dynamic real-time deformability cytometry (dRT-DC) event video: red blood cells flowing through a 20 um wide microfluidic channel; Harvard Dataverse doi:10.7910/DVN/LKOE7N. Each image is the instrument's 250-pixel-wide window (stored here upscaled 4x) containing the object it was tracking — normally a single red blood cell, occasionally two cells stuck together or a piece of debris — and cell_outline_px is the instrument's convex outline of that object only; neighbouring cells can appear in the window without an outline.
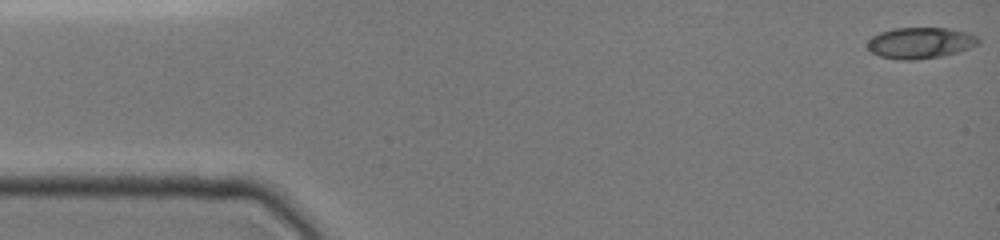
{"species": "common noctule bat (a hibernating species)", "species_latin": "Nyctalus noctula", "temperature_condition": "cold", "stored_images_in_passage": 13, "camera_frame_rate_fps": 3000, "um_per_image_px": 0.085, "animal": {"sex": "female", "body_mass_g": 19.0, "forearm_length_mm": 51.5}, "frame": {"image": 1, "passage_image": 1, "time_ms": 0.0, "image_size_px": [1000, 240], "cell_outline_px": [[980, 44], [956, 52], [940, 56], [916, 60], [900, 60], [880, 56], [872, 52], [868, 48], [868, 40], [872, 36], [880, 32], [892, 28], [948, 28], [980, 36]], "centroid_in_image_um": [78.23, 3.64], "position_along_channel_um": 6.8, "area_um2": 20.11}}
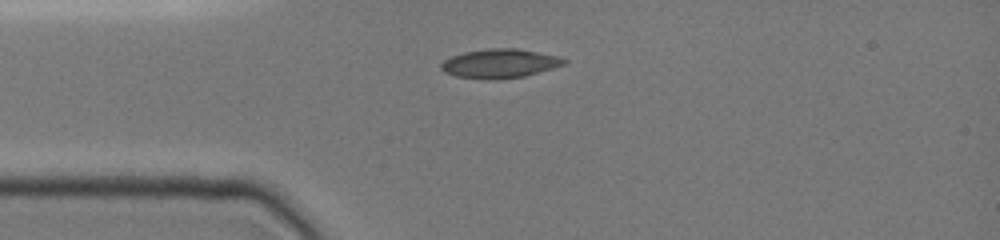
{"frame": {"image": 2, "passage_image": 11, "time_ms": 3.667, "image_size_px": [1000, 240], "cell_outline_px": [[568, 60], [564, 64], [552, 68], [524, 76], [496, 80], [488, 80], [456, 76], [444, 72], [440, 68], [440, 64], [444, 60], [452, 56], [464, 52], [488, 48], [516, 48], [560, 56]], "centroid_in_image_um": [42.47, 5.4], "position_along_channel_um": 42.5, "area_um2": 20.87}}
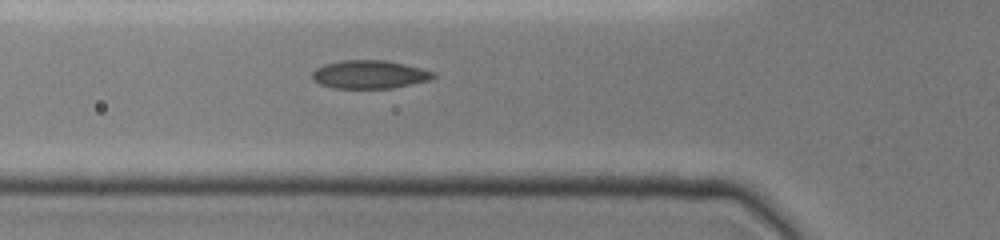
{"frame": {"image": 3, "passage_image": 13, "time_ms": 5.333, "image_size_px": [1000, 240], "cell_outline_px": [[436, 76], [432, 80], [392, 88], [332, 88], [320, 84], [312, 80], [312, 72], [316, 68], [324, 64], [344, 60], [388, 60], [436, 72]], "centroid_in_image_um": [31.42, 6.33], "position_along_channel_um": 94.4, "area_um2": 20.11}}